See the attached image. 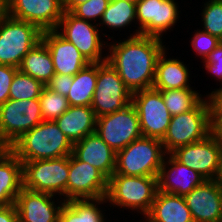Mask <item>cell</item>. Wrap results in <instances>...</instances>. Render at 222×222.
Instances as JSON below:
<instances>
[{
	"label": "cell",
	"mask_w": 222,
	"mask_h": 222,
	"mask_svg": "<svg viewBox=\"0 0 222 222\" xmlns=\"http://www.w3.org/2000/svg\"><path fill=\"white\" fill-rule=\"evenodd\" d=\"M162 41L159 37L140 34L108 43L110 54L106 61L132 93L153 88L157 59L167 48Z\"/></svg>",
	"instance_id": "cell-1"
},
{
	"label": "cell",
	"mask_w": 222,
	"mask_h": 222,
	"mask_svg": "<svg viewBox=\"0 0 222 222\" xmlns=\"http://www.w3.org/2000/svg\"><path fill=\"white\" fill-rule=\"evenodd\" d=\"M72 148V142L53 120L42 121L10 146L21 162L69 156Z\"/></svg>",
	"instance_id": "cell-2"
},
{
	"label": "cell",
	"mask_w": 222,
	"mask_h": 222,
	"mask_svg": "<svg viewBox=\"0 0 222 222\" xmlns=\"http://www.w3.org/2000/svg\"><path fill=\"white\" fill-rule=\"evenodd\" d=\"M205 98V99H204ZM212 133V110L208 96L190 111L171 116L167 131L161 140L165 152L205 139Z\"/></svg>",
	"instance_id": "cell-3"
},
{
	"label": "cell",
	"mask_w": 222,
	"mask_h": 222,
	"mask_svg": "<svg viewBox=\"0 0 222 222\" xmlns=\"http://www.w3.org/2000/svg\"><path fill=\"white\" fill-rule=\"evenodd\" d=\"M158 191V177L125 176L114 173L108 180L109 205L135 210L144 217L151 210Z\"/></svg>",
	"instance_id": "cell-4"
},
{
	"label": "cell",
	"mask_w": 222,
	"mask_h": 222,
	"mask_svg": "<svg viewBox=\"0 0 222 222\" xmlns=\"http://www.w3.org/2000/svg\"><path fill=\"white\" fill-rule=\"evenodd\" d=\"M166 155L161 140L142 136L116 152L114 173L158 177Z\"/></svg>",
	"instance_id": "cell-5"
},
{
	"label": "cell",
	"mask_w": 222,
	"mask_h": 222,
	"mask_svg": "<svg viewBox=\"0 0 222 222\" xmlns=\"http://www.w3.org/2000/svg\"><path fill=\"white\" fill-rule=\"evenodd\" d=\"M35 25L6 14L0 21V64L19 68L23 57L42 39Z\"/></svg>",
	"instance_id": "cell-6"
},
{
	"label": "cell",
	"mask_w": 222,
	"mask_h": 222,
	"mask_svg": "<svg viewBox=\"0 0 222 222\" xmlns=\"http://www.w3.org/2000/svg\"><path fill=\"white\" fill-rule=\"evenodd\" d=\"M23 187L36 192L63 196L67 201L69 156L22 162Z\"/></svg>",
	"instance_id": "cell-7"
},
{
	"label": "cell",
	"mask_w": 222,
	"mask_h": 222,
	"mask_svg": "<svg viewBox=\"0 0 222 222\" xmlns=\"http://www.w3.org/2000/svg\"><path fill=\"white\" fill-rule=\"evenodd\" d=\"M80 19L71 12L63 13L55 29L63 38L74 44L89 63H101L107 60L104 48L108 43L100 35V26L96 23ZM106 45V46H105Z\"/></svg>",
	"instance_id": "cell-8"
},
{
	"label": "cell",
	"mask_w": 222,
	"mask_h": 222,
	"mask_svg": "<svg viewBox=\"0 0 222 222\" xmlns=\"http://www.w3.org/2000/svg\"><path fill=\"white\" fill-rule=\"evenodd\" d=\"M131 101L132 92L110 63H97V82L91 102L95 116L100 117L122 110Z\"/></svg>",
	"instance_id": "cell-9"
},
{
	"label": "cell",
	"mask_w": 222,
	"mask_h": 222,
	"mask_svg": "<svg viewBox=\"0 0 222 222\" xmlns=\"http://www.w3.org/2000/svg\"><path fill=\"white\" fill-rule=\"evenodd\" d=\"M42 121L39 98L8 99L0 105V137L9 147Z\"/></svg>",
	"instance_id": "cell-10"
},
{
	"label": "cell",
	"mask_w": 222,
	"mask_h": 222,
	"mask_svg": "<svg viewBox=\"0 0 222 222\" xmlns=\"http://www.w3.org/2000/svg\"><path fill=\"white\" fill-rule=\"evenodd\" d=\"M96 132L116 152L143 136L139 117L132 103L122 110L97 117Z\"/></svg>",
	"instance_id": "cell-11"
},
{
	"label": "cell",
	"mask_w": 222,
	"mask_h": 222,
	"mask_svg": "<svg viewBox=\"0 0 222 222\" xmlns=\"http://www.w3.org/2000/svg\"><path fill=\"white\" fill-rule=\"evenodd\" d=\"M131 103L137 111L142 135L162 140L169 127L171 114L161 92L154 88L136 91L132 93Z\"/></svg>",
	"instance_id": "cell-12"
},
{
	"label": "cell",
	"mask_w": 222,
	"mask_h": 222,
	"mask_svg": "<svg viewBox=\"0 0 222 222\" xmlns=\"http://www.w3.org/2000/svg\"><path fill=\"white\" fill-rule=\"evenodd\" d=\"M170 154L206 180H214L219 169L222 142L211 133L205 139L178 147Z\"/></svg>",
	"instance_id": "cell-13"
},
{
	"label": "cell",
	"mask_w": 222,
	"mask_h": 222,
	"mask_svg": "<svg viewBox=\"0 0 222 222\" xmlns=\"http://www.w3.org/2000/svg\"><path fill=\"white\" fill-rule=\"evenodd\" d=\"M135 5L139 26L130 36L141 34L162 38L179 19V6L175 0H138Z\"/></svg>",
	"instance_id": "cell-14"
},
{
	"label": "cell",
	"mask_w": 222,
	"mask_h": 222,
	"mask_svg": "<svg viewBox=\"0 0 222 222\" xmlns=\"http://www.w3.org/2000/svg\"><path fill=\"white\" fill-rule=\"evenodd\" d=\"M108 178L86 162L69 155L67 201L71 199H97L106 197Z\"/></svg>",
	"instance_id": "cell-15"
},
{
	"label": "cell",
	"mask_w": 222,
	"mask_h": 222,
	"mask_svg": "<svg viewBox=\"0 0 222 222\" xmlns=\"http://www.w3.org/2000/svg\"><path fill=\"white\" fill-rule=\"evenodd\" d=\"M7 14L37 26L42 32L55 30L64 10L62 0H6Z\"/></svg>",
	"instance_id": "cell-16"
},
{
	"label": "cell",
	"mask_w": 222,
	"mask_h": 222,
	"mask_svg": "<svg viewBox=\"0 0 222 222\" xmlns=\"http://www.w3.org/2000/svg\"><path fill=\"white\" fill-rule=\"evenodd\" d=\"M56 195L22 188L15 205L19 222H58L64 200L55 203ZM59 203V205H57Z\"/></svg>",
	"instance_id": "cell-17"
},
{
	"label": "cell",
	"mask_w": 222,
	"mask_h": 222,
	"mask_svg": "<svg viewBox=\"0 0 222 222\" xmlns=\"http://www.w3.org/2000/svg\"><path fill=\"white\" fill-rule=\"evenodd\" d=\"M194 222H222V187L205 180L184 196Z\"/></svg>",
	"instance_id": "cell-18"
},
{
	"label": "cell",
	"mask_w": 222,
	"mask_h": 222,
	"mask_svg": "<svg viewBox=\"0 0 222 222\" xmlns=\"http://www.w3.org/2000/svg\"><path fill=\"white\" fill-rule=\"evenodd\" d=\"M205 180L195 170L178 162L171 154H167L158 175V191L184 197Z\"/></svg>",
	"instance_id": "cell-19"
},
{
	"label": "cell",
	"mask_w": 222,
	"mask_h": 222,
	"mask_svg": "<svg viewBox=\"0 0 222 222\" xmlns=\"http://www.w3.org/2000/svg\"><path fill=\"white\" fill-rule=\"evenodd\" d=\"M41 40L52 56L56 74L74 76L89 64L78 48L56 30L44 31Z\"/></svg>",
	"instance_id": "cell-20"
},
{
	"label": "cell",
	"mask_w": 222,
	"mask_h": 222,
	"mask_svg": "<svg viewBox=\"0 0 222 222\" xmlns=\"http://www.w3.org/2000/svg\"><path fill=\"white\" fill-rule=\"evenodd\" d=\"M72 154L80 161L90 164L108 179L116 167V151L109 147L95 131L73 144Z\"/></svg>",
	"instance_id": "cell-21"
},
{
	"label": "cell",
	"mask_w": 222,
	"mask_h": 222,
	"mask_svg": "<svg viewBox=\"0 0 222 222\" xmlns=\"http://www.w3.org/2000/svg\"><path fill=\"white\" fill-rule=\"evenodd\" d=\"M140 222H194L183 196L157 191L151 210Z\"/></svg>",
	"instance_id": "cell-22"
},
{
	"label": "cell",
	"mask_w": 222,
	"mask_h": 222,
	"mask_svg": "<svg viewBox=\"0 0 222 222\" xmlns=\"http://www.w3.org/2000/svg\"><path fill=\"white\" fill-rule=\"evenodd\" d=\"M165 48L156 63L153 88L156 90L184 89L190 87V71L178 58H167Z\"/></svg>",
	"instance_id": "cell-23"
},
{
	"label": "cell",
	"mask_w": 222,
	"mask_h": 222,
	"mask_svg": "<svg viewBox=\"0 0 222 222\" xmlns=\"http://www.w3.org/2000/svg\"><path fill=\"white\" fill-rule=\"evenodd\" d=\"M96 119L91 106H69L55 122L74 144L96 131Z\"/></svg>",
	"instance_id": "cell-24"
},
{
	"label": "cell",
	"mask_w": 222,
	"mask_h": 222,
	"mask_svg": "<svg viewBox=\"0 0 222 222\" xmlns=\"http://www.w3.org/2000/svg\"><path fill=\"white\" fill-rule=\"evenodd\" d=\"M22 188V162L9 150L0 159V206L15 204L17 195Z\"/></svg>",
	"instance_id": "cell-25"
},
{
	"label": "cell",
	"mask_w": 222,
	"mask_h": 222,
	"mask_svg": "<svg viewBox=\"0 0 222 222\" xmlns=\"http://www.w3.org/2000/svg\"><path fill=\"white\" fill-rule=\"evenodd\" d=\"M104 203H108L106 197L65 201L58 222H105L107 218L99 206Z\"/></svg>",
	"instance_id": "cell-26"
},
{
	"label": "cell",
	"mask_w": 222,
	"mask_h": 222,
	"mask_svg": "<svg viewBox=\"0 0 222 222\" xmlns=\"http://www.w3.org/2000/svg\"><path fill=\"white\" fill-rule=\"evenodd\" d=\"M18 69L45 86L49 83L55 70L52 56L42 40L23 57Z\"/></svg>",
	"instance_id": "cell-27"
},
{
	"label": "cell",
	"mask_w": 222,
	"mask_h": 222,
	"mask_svg": "<svg viewBox=\"0 0 222 222\" xmlns=\"http://www.w3.org/2000/svg\"><path fill=\"white\" fill-rule=\"evenodd\" d=\"M97 82V63H89L73 76L67 95L70 106H91Z\"/></svg>",
	"instance_id": "cell-28"
},
{
	"label": "cell",
	"mask_w": 222,
	"mask_h": 222,
	"mask_svg": "<svg viewBox=\"0 0 222 222\" xmlns=\"http://www.w3.org/2000/svg\"><path fill=\"white\" fill-rule=\"evenodd\" d=\"M132 23L137 24L135 3L110 0L98 25L107 26L109 30H120V28L128 27Z\"/></svg>",
	"instance_id": "cell-29"
},
{
	"label": "cell",
	"mask_w": 222,
	"mask_h": 222,
	"mask_svg": "<svg viewBox=\"0 0 222 222\" xmlns=\"http://www.w3.org/2000/svg\"><path fill=\"white\" fill-rule=\"evenodd\" d=\"M171 116L193 109L203 98L193 88L159 90Z\"/></svg>",
	"instance_id": "cell-30"
},
{
	"label": "cell",
	"mask_w": 222,
	"mask_h": 222,
	"mask_svg": "<svg viewBox=\"0 0 222 222\" xmlns=\"http://www.w3.org/2000/svg\"><path fill=\"white\" fill-rule=\"evenodd\" d=\"M44 87L45 85L40 81L18 69L10 86L9 99L28 100L39 98Z\"/></svg>",
	"instance_id": "cell-31"
},
{
	"label": "cell",
	"mask_w": 222,
	"mask_h": 222,
	"mask_svg": "<svg viewBox=\"0 0 222 222\" xmlns=\"http://www.w3.org/2000/svg\"><path fill=\"white\" fill-rule=\"evenodd\" d=\"M39 101L43 121H55L65 113L70 106L66 96L55 93L46 86L41 92Z\"/></svg>",
	"instance_id": "cell-32"
},
{
	"label": "cell",
	"mask_w": 222,
	"mask_h": 222,
	"mask_svg": "<svg viewBox=\"0 0 222 222\" xmlns=\"http://www.w3.org/2000/svg\"><path fill=\"white\" fill-rule=\"evenodd\" d=\"M203 7V31L222 41V0H208Z\"/></svg>",
	"instance_id": "cell-33"
},
{
	"label": "cell",
	"mask_w": 222,
	"mask_h": 222,
	"mask_svg": "<svg viewBox=\"0 0 222 222\" xmlns=\"http://www.w3.org/2000/svg\"><path fill=\"white\" fill-rule=\"evenodd\" d=\"M110 0H89L76 6L71 13L86 21L100 22Z\"/></svg>",
	"instance_id": "cell-34"
},
{
	"label": "cell",
	"mask_w": 222,
	"mask_h": 222,
	"mask_svg": "<svg viewBox=\"0 0 222 222\" xmlns=\"http://www.w3.org/2000/svg\"><path fill=\"white\" fill-rule=\"evenodd\" d=\"M197 29L192 37L191 46L193 51L196 52V56L202 58V62L208 57V55L216 48L220 43L216 36L209 34L203 30Z\"/></svg>",
	"instance_id": "cell-35"
},
{
	"label": "cell",
	"mask_w": 222,
	"mask_h": 222,
	"mask_svg": "<svg viewBox=\"0 0 222 222\" xmlns=\"http://www.w3.org/2000/svg\"><path fill=\"white\" fill-rule=\"evenodd\" d=\"M205 70L213 75L214 80L222 84V41L216 46V48L208 55L203 61Z\"/></svg>",
	"instance_id": "cell-36"
},
{
	"label": "cell",
	"mask_w": 222,
	"mask_h": 222,
	"mask_svg": "<svg viewBox=\"0 0 222 222\" xmlns=\"http://www.w3.org/2000/svg\"><path fill=\"white\" fill-rule=\"evenodd\" d=\"M18 68L0 64V105L9 99L10 86Z\"/></svg>",
	"instance_id": "cell-37"
},
{
	"label": "cell",
	"mask_w": 222,
	"mask_h": 222,
	"mask_svg": "<svg viewBox=\"0 0 222 222\" xmlns=\"http://www.w3.org/2000/svg\"><path fill=\"white\" fill-rule=\"evenodd\" d=\"M72 82H73V76L55 73V75L51 78L46 87L55 93L67 97Z\"/></svg>",
	"instance_id": "cell-38"
},
{
	"label": "cell",
	"mask_w": 222,
	"mask_h": 222,
	"mask_svg": "<svg viewBox=\"0 0 222 222\" xmlns=\"http://www.w3.org/2000/svg\"><path fill=\"white\" fill-rule=\"evenodd\" d=\"M0 222H19L15 204L0 206Z\"/></svg>",
	"instance_id": "cell-39"
},
{
	"label": "cell",
	"mask_w": 222,
	"mask_h": 222,
	"mask_svg": "<svg viewBox=\"0 0 222 222\" xmlns=\"http://www.w3.org/2000/svg\"><path fill=\"white\" fill-rule=\"evenodd\" d=\"M212 110V133L222 142V109Z\"/></svg>",
	"instance_id": "cell-40"
},
{
	"label": "cell",
	"mask_w": 222,
	"mask_h": 222,
	"mask_svg": "<svg viewBox=\"0 0 222 222\" xmlns=\"http://www.w3.org/2000/svg\"><path fill=\"white\" fill-rule=\"evenodd\" d=\"M211 109H222V84L220 85L219 89H215L211 93L207 94Z\"/></svg>",
	"instance_id": "cell-41"
},
{
	"label": "cell",
	"mask_w": 222,
	"mask_h": 222,
	"mask_svg": "<svg viewBox=\"0 0 222 222\" xmlns=\"http://www.w3.org/2000/svg\"><path fill=\"white\" fill-rule=\"evenodd\" d=\"M87 1L89 0H62L63 10L65 12H71L76 6Z\"/></svg>",
	"instance_id": "cell-42"
},
{
	"label": "cell",
	"mask_w": 222,
	"mask_h": 222,
	"mask_svg": "<svg viewBox=\"0 0 222 222\" xmlns=\"http://www.w3.org/2000/svg\"><path fill=\"white\" fill-rule=\"evenodd\" d=\"M10 150V147L0 137V159Z\"/></svg>",
	"instance_id": "cell-43"
},
{
	"label": "cell",
	"mask_w": 222,
	"mask_h": 222,
	"mask_svg": "<svg viewBox=\"0 0 222 222\" xmlns=\"http://www.w3.org/2000/svg\"><path fill=\"white\" fill-rule=\"evenodd\" d=\"M214 180L222 187V154L220 158L218 173Z\"/></svg>",
	"instance_id": "cell-44"
},
{
	"label": "cell",
	"mask_w": 222,
	"mask_h": 222,
	"mask_svg": "<svg viewBox=\"0 0 222 222\" xmlns=\"http://www.w3.org/2000/svg\"><path fill=\"white\" fill-rule=\"evenodd\" d=\"M7 14L6 0H0V21Z\"/></svg>",
	"instance_id": "cell-45"
},
{
	"label": "cell",
	"mask_w": 222,
	"mask_h": 222,
	"mask_svg": "<svg viewBox=\"0 0 222 222\" xmlns=\"http://www.w3.org/2000/svg\"><path fill=\"white\" fill-rule=\"evenodd\" d=\"M124 1L129 2V3H135V4H136L138 0H124Z\"/></svg>",
	"instance_id": "cell-46"
}]
</instances>
